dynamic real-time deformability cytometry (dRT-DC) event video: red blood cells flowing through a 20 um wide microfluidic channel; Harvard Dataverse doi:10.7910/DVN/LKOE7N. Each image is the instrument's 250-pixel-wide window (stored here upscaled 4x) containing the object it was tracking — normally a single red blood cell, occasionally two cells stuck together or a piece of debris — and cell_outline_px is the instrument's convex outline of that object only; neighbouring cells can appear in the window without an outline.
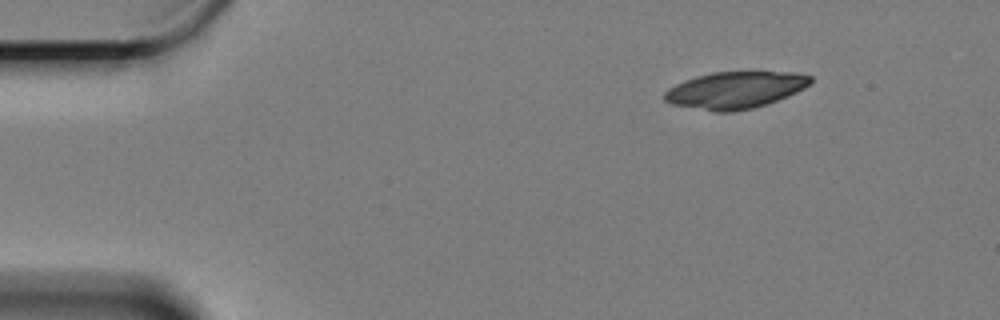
{"species": "Egyptian fruit bat (a non-hibernating species)", "species_latin": "Rousettus aegyptiacus", "temperature_condition": "cold", "stored_images_in_passage": 54, "camera_frame_rate_fps": 3000, "um_per_image_px": 0.085, "animal": {"sex": "female"}, "frame": {"image": 1, "passage_image": 1, "time_ms": 0.0, "image_size_px": [1000, 320], "cell_outline_px": [[812, 84], [796, 92], [768, 104], [752, 108], [732, 112], [716, 112], [672, 104], [664, 100], [664, 92], [668, 88], [684, 80], [696, 76], [712, 72], [796, 72], [812, 76]], "centroid_in_image_um": [62.5, 7.65], "position_along_channel_um": 22.5, "area_um2": 31.44}}
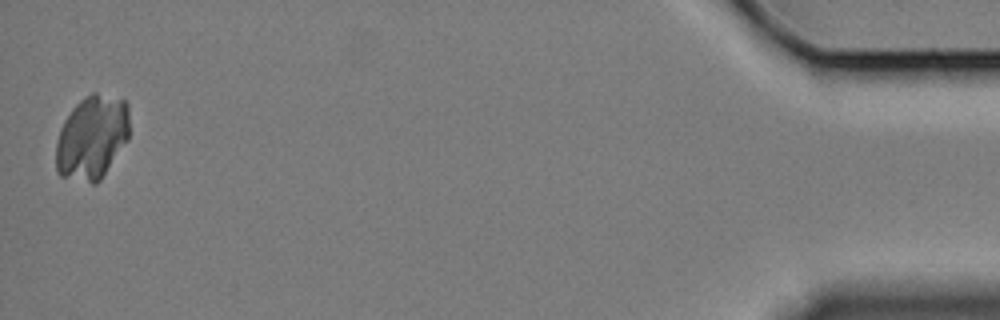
{"frame": {"image": 2, "passage_image": 53, "time_ms": 17.333, "image_size_px": [1000, 320], "cell_outline_px": [[128, 140], [100, 180], [96, 184], [92, 184], [60, 176], [56, 172], [56, 144], [60, 128], [64, 120], [72, 108], [84, 96], [92, 92], [96, 92], [124, 100], [128, 104]], "centroid_in_image_um": [7.8, 11.69], "position_along_channel_um": 427.4, "area_um2": 36.18}}